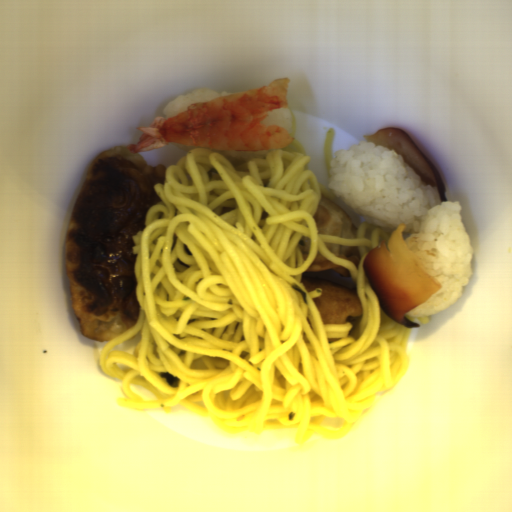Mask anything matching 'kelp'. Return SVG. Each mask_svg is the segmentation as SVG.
I'll list each match as a JSON object with an SVG mask.
<instances>
[{
    "label": "kelp",
    "mask_w": 512,
    "mask_h": 512,
    "mask_svg": "<svg viewBox=\"0 0 512 512\" xmlns=\"http://www.w3.org/2000/svg\"><path fill=\"white\" fill-rule=\"evenodd\" d=\"M159 375L165 379L169 387L173 389L178 387L179 379L177 376L170 374L168 372H160Z\"/></svg>",
    "instance_id": "obj_1"
}]
</instances>
